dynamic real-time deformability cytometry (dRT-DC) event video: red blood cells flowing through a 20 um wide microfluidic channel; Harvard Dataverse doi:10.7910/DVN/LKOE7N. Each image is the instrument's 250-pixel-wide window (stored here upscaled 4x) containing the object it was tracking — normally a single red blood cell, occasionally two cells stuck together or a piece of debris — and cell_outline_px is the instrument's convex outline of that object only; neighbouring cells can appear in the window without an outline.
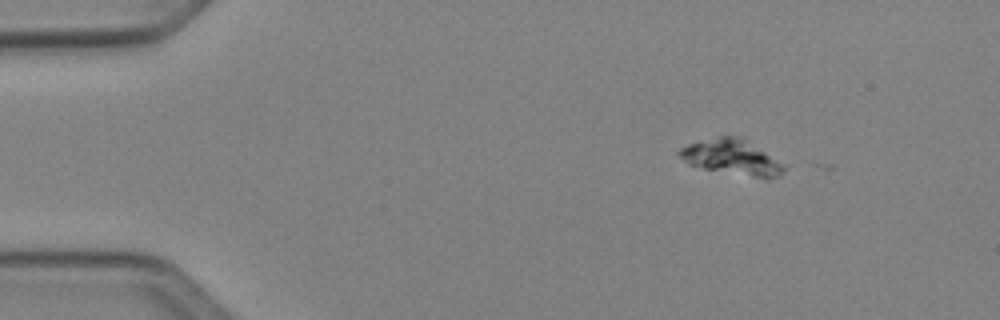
{"species": "Egyptian fruit bat (a non-hibernating species)", "species_latin": "Rousettus aegyptiacus", "temperature_condition": "cold", "stored_images_in_passage": 2, "camera_frame_rate_fps": 3000, "um_per_image_px": 0.085, "animal": {"sex": "female"}, "frame": {"image": 1, "passage_image": 1, "time_ms": 0.0, "image_size_px": [1000, 320], "cell_outline_px": [[784, 172], [768, 180], [704, 168], [688, 164], [676, 152], [680, 148], [688, 144], [720, 136], [744, 136], [780, 164], [784, 168]], "centroid_in_image_um": [62.18, 13.36], "position_along_channel_um": 22.8, "area_um2": 21.15}}